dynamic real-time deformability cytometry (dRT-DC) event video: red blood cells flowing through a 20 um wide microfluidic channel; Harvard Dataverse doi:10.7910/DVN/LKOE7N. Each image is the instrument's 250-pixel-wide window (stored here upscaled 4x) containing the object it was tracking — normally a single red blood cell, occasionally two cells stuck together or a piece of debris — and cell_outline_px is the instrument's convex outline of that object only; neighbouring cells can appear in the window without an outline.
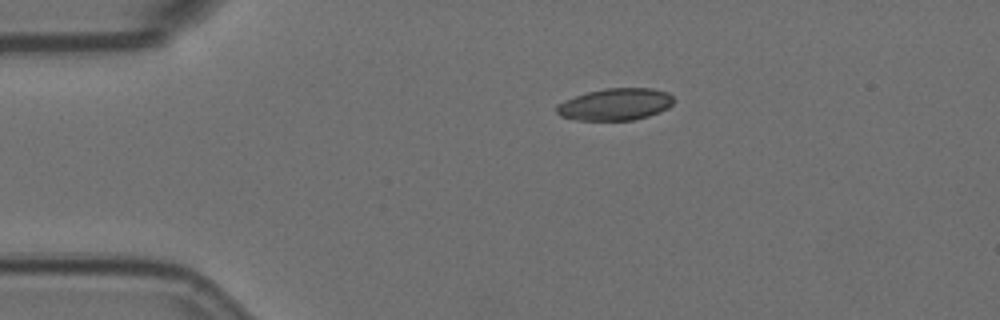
{"species": "Egyptian fruit bat (a non-hibernating species)", "species_latin": "Rousettus aegyptiacus", "temperature_condition": "room temperature", "stored_images_in_passage": 12, "camera_frame_rate_fps": 3000, "um_per_image_px": 0.085, "animal": {"sex": "female"}, "frame": {"image": 1, "passage_image": 1, "time_ms": 0.0, "image_size_px": [1000, 320], "cell_outline_px": [[672, 104], [668, 108], [660, 112], [648, 116], [632, 120], [576, 120], [560, 116], [556, 112], [556, 104], [564, 100], [588, 92], [604, 88], [652, 88], [668, 92], [672, 96]], "centroid_in_image_um": [52.29, 8.87], "position_along_channel_um": 32.7, "area_um2": 21.85}}
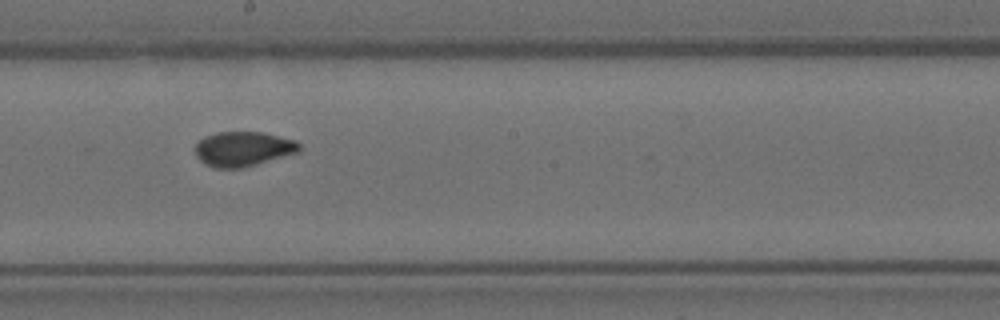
{"frame": {"image": 2, "passage_image": 6, "time_ms": 1.667, "image_size_px": [1000, 320], "cell_outline_px": [[300, 148], [296, 152], [240, 168], [216, 168], [204, 164], [196, 156], [196, 144], [204, 136], [216, 132], [264, 132], [296, 140], [300, 144]], "centroid_in_image_um": [20.63, 12.64], "position_along_channel_um": 227.6, "area_um2": 20.81}}
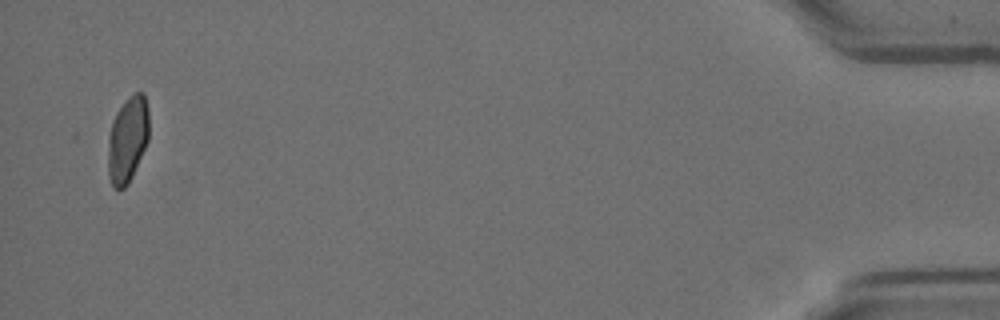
{"frame": {"image": 3, "passage_image": 12, "time_ms": 3.667, "image_size_px": [1000, 320], "cell_outline_px": [[148, 140], [132, 176], [128, 184], [124, 188], [112, 188], [108, 176], [108, 136], [112, 120], [116, 112], [136, 92], [144, 92], [148, 108]], "centroid_in_image_um": [10.83, 11.89], "position_along_channel_um": 424.4, "area_um2": 20.4}}